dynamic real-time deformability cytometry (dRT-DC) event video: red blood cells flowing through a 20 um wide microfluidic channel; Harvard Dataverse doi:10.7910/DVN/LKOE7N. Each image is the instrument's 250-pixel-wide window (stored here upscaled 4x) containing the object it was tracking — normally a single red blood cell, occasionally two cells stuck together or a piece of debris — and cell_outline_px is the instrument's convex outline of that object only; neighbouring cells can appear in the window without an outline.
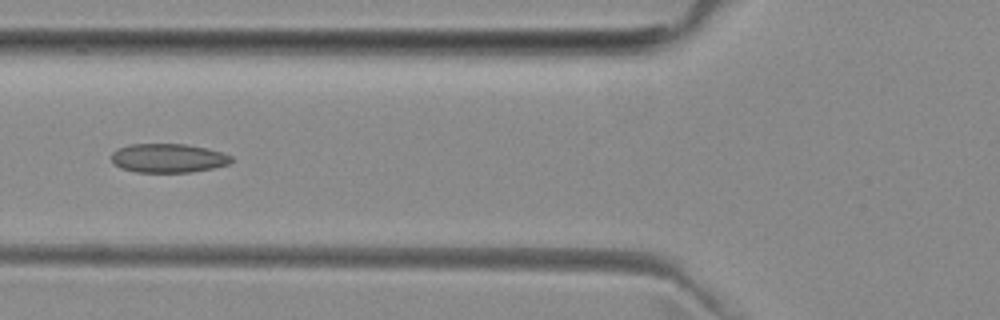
{"species": "common noctule bat (a hibernating species)", "species_latin": "Nyctalus noctula", "temperature_condition": "room temperature", "stored_images_in_passage": 5, "camera_frame_rate_fps": 3000, "um_per_image_px": 0.085, "animal": {"sex": "female", "body_mass_g": 29.2, "forearm_length_mm": 56.3}, "frame": {"image": 1, "passage_image": 5, "time_ms": 4.667, "image_size_px": [1000, 320], "cell_outline_px": [[232, 160], [228, 164], [212, 168], [188, 172], [136, 172], [120, 168], [112, 160], [112, 152], [116, 148], [128, 144], [184, 144], [208, 148], [224, 152], [232, 156]], "centroid_in_image_um": [14.29, 13.43], "position_along_channel_um": 111.5, "area_um2": 20.29}}